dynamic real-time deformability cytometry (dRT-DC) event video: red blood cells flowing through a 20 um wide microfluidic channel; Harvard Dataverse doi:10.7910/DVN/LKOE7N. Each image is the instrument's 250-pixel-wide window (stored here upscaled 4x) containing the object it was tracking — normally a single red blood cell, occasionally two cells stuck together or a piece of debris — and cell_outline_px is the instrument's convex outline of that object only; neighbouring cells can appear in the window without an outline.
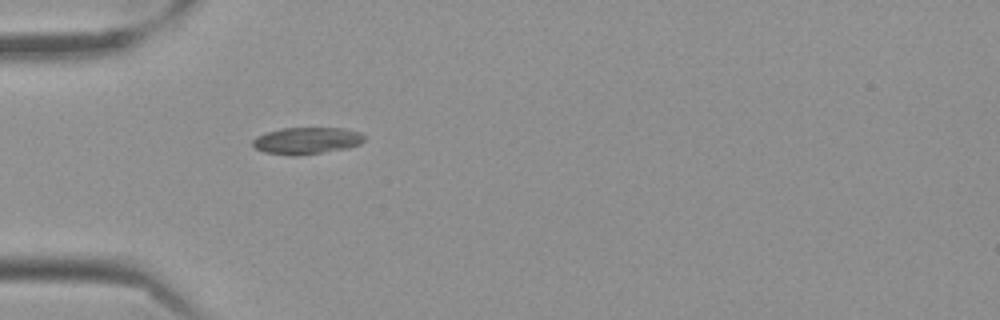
{"species": "Egyptian fruit bat (a non-hibernating species)", "species_latin": "Rousettus aegyptiacus", "temperature_condition": "cold", "stored_images_in_passage": 41, "camera_frame_rate_fps": 3000, "um_per_image_px": 0.085, "frame": {"image": 1, "passage_image": 1, "time_ms": 0.0, "image_size_px": [1000, 320], "cell_outline_px": [[364, 140], [360, 144], [348, 148], [296, 156], [292, 156], [264, 152], [256, 148], [252, 144], [252, 140], [256, 136], [280, 128], [344, 128], [360, 132], [364, 136]], "centroid_in_image_um": [26.06, 11.95], "position_along_channel_um": 58.9, "area_um2": 17.46}}
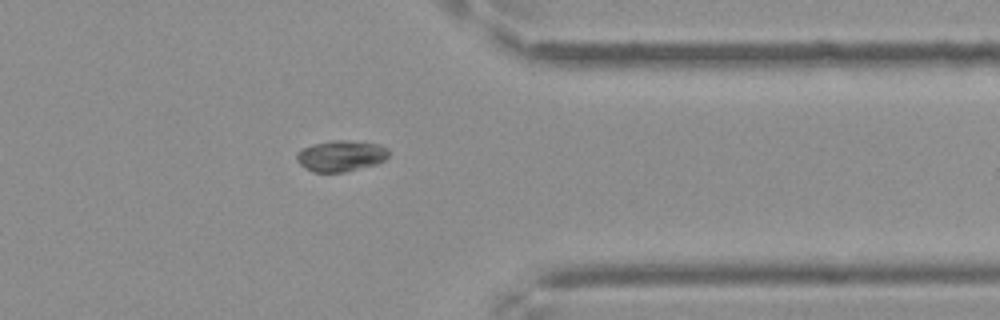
{"frame": {"image": 2, "passage_image": 30, "time_ms": 9.667, "image_size_px": [1000, 320], "cell_outline_px": [[388, 156], [384, 160], [376, 164], [344, 172], [312, 172], [300, 164], [296, 160], [296, 152], [312, 144], [332, 140], [344, 140], [376, 144], [388, 148]], "centroid_in_image_um": [28.94, 13.25], "position_along_channel_um": 382.5, "area_um2": 16.53}}
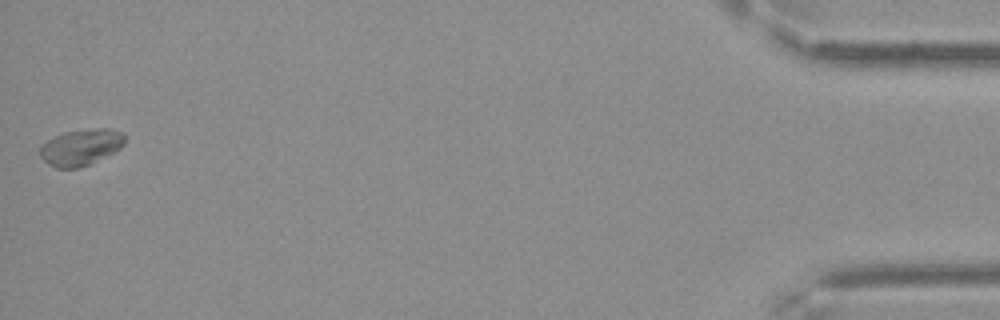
{"frame": {"image": 3, "passage_image": 41, "time_ms": 13.333, "image_size_px": [1000, 320], "cell_outline_px": [[124, 144], [120, 148], [92, 164], [76, 168], [56, 168], [48, 164], [40, 156], [40, 148], [48, 140], [64, 132], [92, 128], [112, 128], [124, 132]], "centroid_in_image_um": [6.91, 12.51], "position_along_channel_um": 428.3, "area_um2": 17.98}}